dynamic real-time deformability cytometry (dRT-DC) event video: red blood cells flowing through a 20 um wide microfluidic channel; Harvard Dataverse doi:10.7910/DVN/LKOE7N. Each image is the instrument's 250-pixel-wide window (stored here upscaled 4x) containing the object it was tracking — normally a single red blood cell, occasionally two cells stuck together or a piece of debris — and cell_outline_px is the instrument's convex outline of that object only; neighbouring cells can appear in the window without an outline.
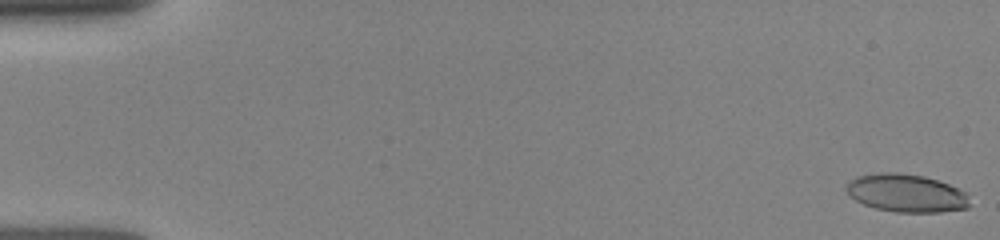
{"species": "human", "species_latin": "Homo sapiens", "temperature_condition": "room temperature", "stored_images_in_passage": 10, "camera_frame_rate_fps": 3000, "um_per_image_px": 0.085, "donor": {"sex": "female"}, "frame": {"image": 1, "passage_image": 1, "time_ms": 0.0, "image_size_px": [1000, 240], "cell_outline_px": [[968, 208], [940, 212], [896, 212], [876, 208], [864, 204], [848, 196], [844, 188], [848, 180], [856, 176], [880, 172], [896, 172], [924, 176], [948, 184], [964, 192], [968, 196]], "centroid_in_image_um": [76.96, 16.41], "position_along_channel_um": 8.0, "area_um2": 27.34}}
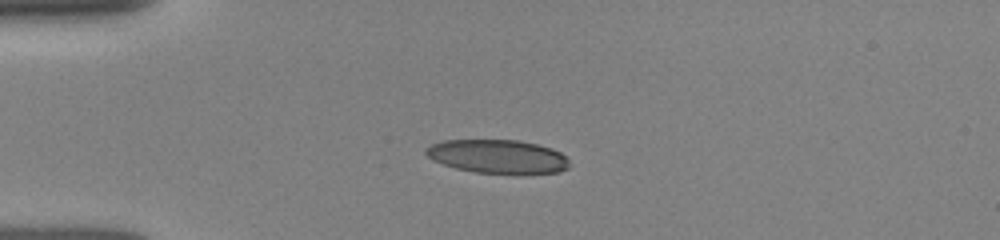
{"frame": {"image": 2, "passage_image": 6, "time_ms": 4.0, "image_size_px": [1000, 240], "cell_outline_px": [[568, 168], [560, 172], [524, 176], [516, 176], [472, 172], [456, 168], [432, 160], [424, 152], [424, 148], [440, 140], [516, 140], [536, 144], [552, 148], [560, 152], [568, 160]], "centroid_in_image_um": [42.33, 13.34], "position_along_channel_um": 42.7, "area_um2": 29.07}}
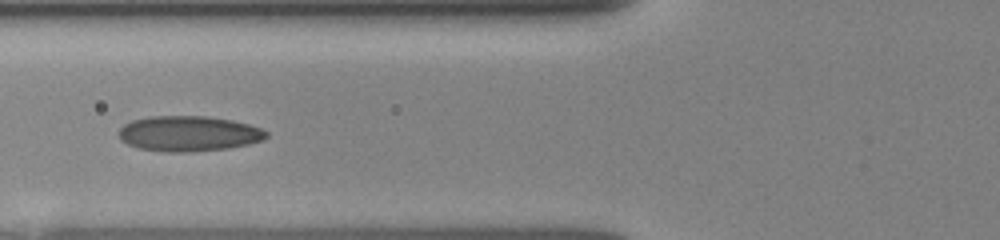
{"frame": {"image": 3, "passage_image": 9, "time_ms": 6.333, "image_size_px": [1000, 240], "cell_outline_px": [[268, 136], [264, 140], [248, 144], [228, 148], [192, 152], [164, 152], [140, 148], [128, 144], [120, 140], [116, 132], [124, 124], [132, 120], [148, 116], [208, 116], [232, 120], [248, 124], [260, 128], [268, 132]], "centroid_in_image_um": [16.01, 11.35], "position_along_channel_um": 109.8, "area_um2": 30.69}}